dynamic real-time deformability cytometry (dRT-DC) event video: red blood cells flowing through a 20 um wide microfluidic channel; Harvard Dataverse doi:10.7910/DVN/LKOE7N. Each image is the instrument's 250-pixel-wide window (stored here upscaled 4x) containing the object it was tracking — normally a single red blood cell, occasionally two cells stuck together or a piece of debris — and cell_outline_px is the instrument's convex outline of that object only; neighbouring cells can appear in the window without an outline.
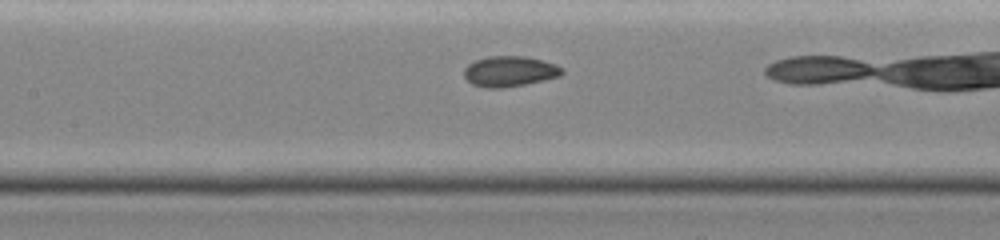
{"species": "common noctule bat (a hibernating species)", "species_latin": "Nyctalus noctula", "temperature_condition": "cold", "stored_images_in_passage": 28, "camera_frame_rate_fps": 3000, "um_per_image_px": 0.085, "animal": {"sex": "female", "body_mass_g": 19.0, "forearm_length_mm": 51.5}, "frame": {"image": 1, "passage_image": 13, "time_ms": 4.0, "image_size_px": [1000, 240], "cell_outline_px": [[564, 72], [560, 76], [524, 84], [500, 88], [488, 88], [472, 84], [464, 76], [464, 68], [468, 64], [476, 60], [488, 56], [524, 56], [556, 64]], "centroid_in_image_um": [43.29, 6.06], "position_along_channel_um": 164.1, "area_um2": 17.17}}
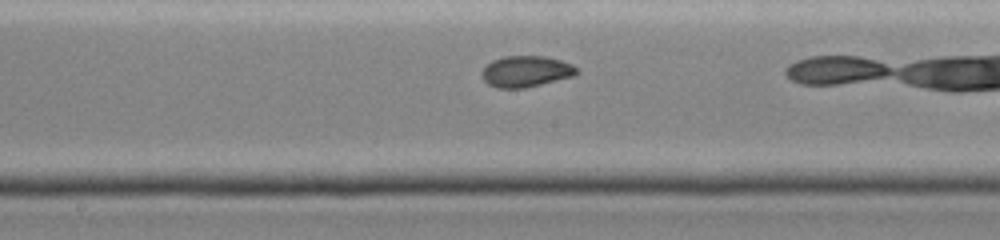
{"frame": {"image": 2, "passage_image": 16, "time_ms": 5.0, "image_size_px": [1000, 240], "cell_outline_px": [[576, 72], [572, 76], [524, 88], [496, 88], [488, 84], [484, 80], [484, 68], [492, 60], [504, 56], [544, 56], [560, 60], [572, 64], [576, 68]], "centroid_in_image_um": [44.69, 6.06], "position_along_channel_um": 203.5, "area_um2": 16.82}}